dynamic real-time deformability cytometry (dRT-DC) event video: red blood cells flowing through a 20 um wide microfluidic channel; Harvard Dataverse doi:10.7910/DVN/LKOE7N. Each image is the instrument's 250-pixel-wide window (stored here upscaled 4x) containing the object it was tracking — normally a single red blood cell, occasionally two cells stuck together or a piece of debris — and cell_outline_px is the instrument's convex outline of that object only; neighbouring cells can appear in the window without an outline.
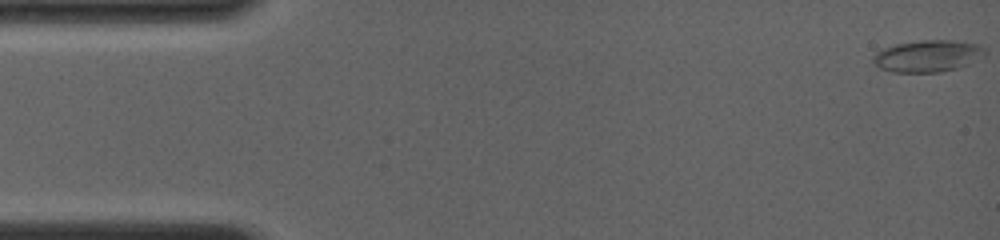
{"species": "common noctule bat (a hibernating species)", "species_latin": "Nyctalus noctula", "temperature_condition": "room temperature", "stored_images_in_passage": 50, "camera_frame_rate_fps": 4000, "um_per_image_px": 0.085, "animal": {"sex": "female", "body_mass_g": 19.0, "forearm_length_mm": 56.7}, "frame": {"image": 1, "passage_image": 1, "time_ms": 0.0, "image_size_px": [1000, 240], "cell_outline_px": [[980, 48], [952, 68], [936, 72], [896, 72], [880, 68], [872, 64], [872, 56], [876, 52], [884, 48], [896, 44], [920, 40], [952, 40], [976, 44]], "centroid_in_image_um": [78.49, 4.74], "position_along_channel_um": 6.5, "area_um2": 18.96}}
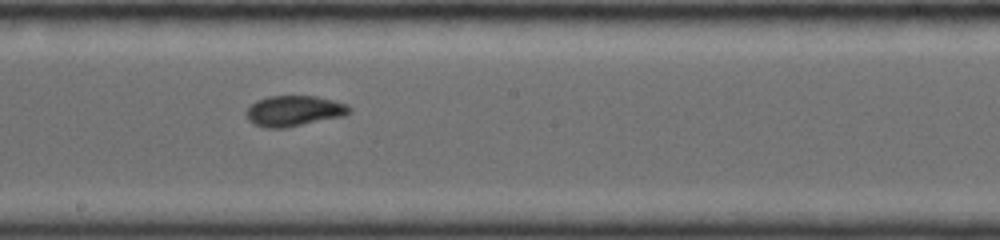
{"frame": {"image": 2, "passage_image": 30, "time_ms": 8.5, "image_size_px": [1000, 240], "cell_outline_px": [[352, 112], [344, 116], [284, 128], [268, 128], [252, 124], [244, 116], [244, 112], [256, 100], [268, 96], [316, 96], [348, 104], [352, 108]], "centroid_in_image_um": [24.98, 9.43], "position_along_channel_um": 223.2, "area_um2": 18.61}}
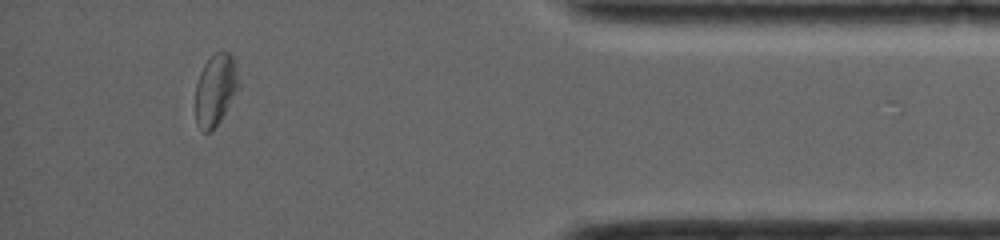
{"frame": {"image": 3, "passage_image": 49, "time_ms": 14.0, "image_size_px": [1000, 240], "cell_outline_px": [[240, 88], [220, 120], [212, 132], [204, 132], [196, 124], [196, 84], [200, 72], [204, 64], [216, 52], [228, 52], [232, 56], [240, 84]], "centroid_in_image_um": [18.32, 7.66], "position_along_channel_um": 416.9, "area_um2": 17.98}}